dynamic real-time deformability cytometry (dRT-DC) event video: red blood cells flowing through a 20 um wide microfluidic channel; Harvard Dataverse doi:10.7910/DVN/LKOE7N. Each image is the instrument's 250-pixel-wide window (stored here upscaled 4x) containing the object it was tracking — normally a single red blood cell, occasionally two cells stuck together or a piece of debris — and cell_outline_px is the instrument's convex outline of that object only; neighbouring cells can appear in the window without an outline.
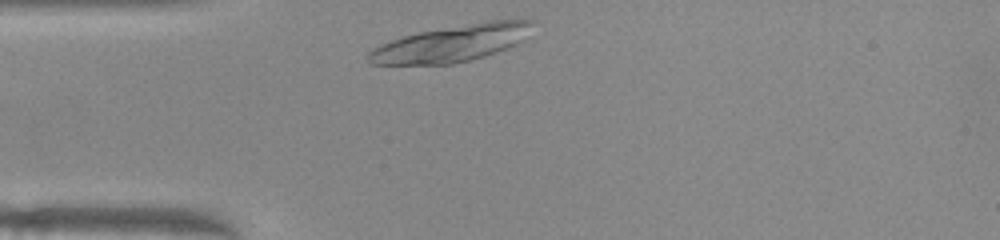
{"species": "common noctule bat (a hibernating species)", "species_latin": "Nyctalus noctula", "temperature_condition": "warm", "stored_images_in_passage": 29, "camera_frame_rate_fps": 3000, "um_per_image_px": 0.085, "animal": {"sex": "female", "body_mass_g": 22.0, "forearm_length_mm": 56.7}, "frame": {"image": 1, "passage_image": 1, "time_ms": 0.0, "image_size_px": [1000, 240], "cell_outline_px": [[536, 20], [524, 40], [516, 44], [484, 56], [452, 64], [372, 64], [368, 60], [368, 52], [372, 48], [392, 40], [404, 36], [420, 32], [488, 20]], "centroid_in_image_um": [38.41, 3.68], "position_along_channel_um": 46.6, "area_um2": 34.51}}